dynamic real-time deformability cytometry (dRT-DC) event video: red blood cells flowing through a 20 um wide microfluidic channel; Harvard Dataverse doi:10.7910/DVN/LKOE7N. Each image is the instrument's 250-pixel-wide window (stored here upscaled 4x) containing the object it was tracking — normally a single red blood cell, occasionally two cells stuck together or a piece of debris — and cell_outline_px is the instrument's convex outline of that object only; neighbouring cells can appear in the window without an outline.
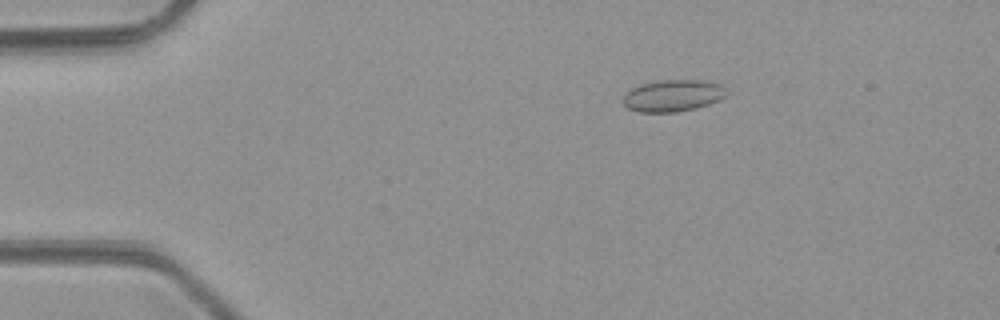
{"species": "common noctule bat (a hibernating species)", "species_latin": "Nyctalus noctula", "temperature_condition": "room temperature", "stored_images_in_passage": 5, "camera_frame_rate_fps": 3000, "um_per_image_px": 0.085, "animal": {"sex": "male", "body_mass_g": 23.1, "forearm_length_mm": 52.7}, "frame": {"image": 1, "passage_image": 1, "time_ms": 0.0, "image_size_px": [1000, 320], "cell_outline_px": [[728, 92], [720, 100], [696, 108], [676, 112], [640, 112], [628, 108], [624, 104], [624, 96], [632, 88], [640, 84], [660, 80], [700, 80], [720, 84]], "centroid_in_image_um": [57.21, 8.13], "position_along_channel_um": 27.8, "area_um2": 19.02}}
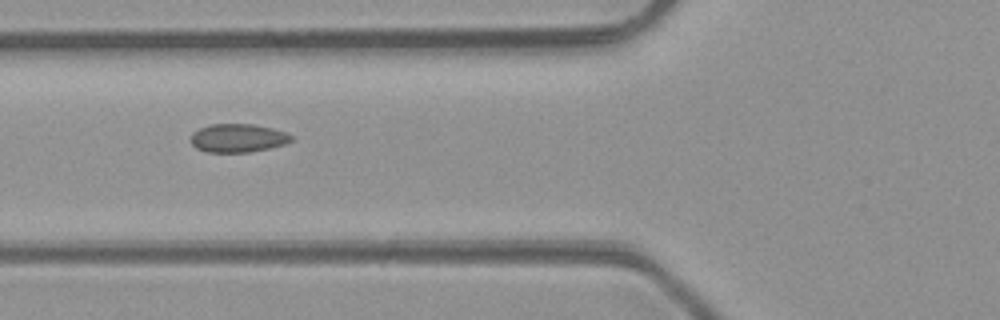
{"frame": {"image": 2, "passage_image": 4, "time_ms": 3.333, "image_size_px": [1000, 320], "cell_outline_px": [[292, 140], [284, 144], [268, 148], [248, 152], [208, 152], [196, 148], [192, 144], [192, 132], [200, 128], [212, 124], [252, 124], [272, 128], [284, 132], [292, 136]], "centroid_in_image_um": [20.2, 11.73], "position_along_channel_um": 105.6, "area_um2": 16.42}}
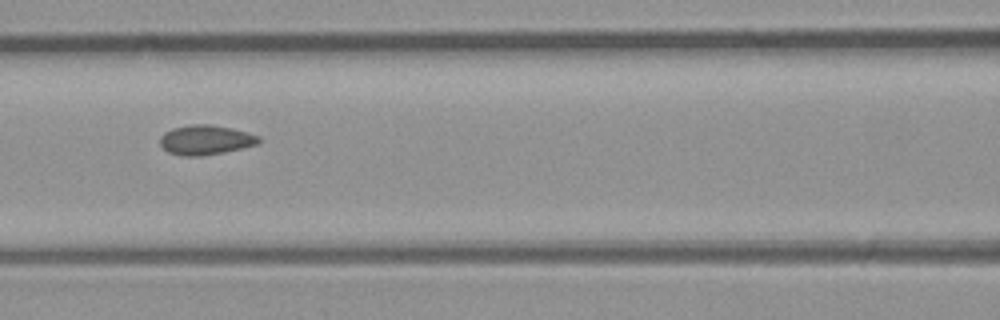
{"frame": {"image": 3, "passage_image": 5, "time_ms": 4.333, "image_size_px": [1000, 320], "cell_outline_px": [[260, 140], [256, 144], [224, 152], [200, 156], [184, 156], [168, 152], [160, 144], [160, 136], [164, 132], [172, 128], [192, 124], [208, 124], [232, 128], [260, 136]], "centroid_in_image_um": [17.44, 11.88], "position_along_channel_um": 149.2, "area_um2": 16.94}}